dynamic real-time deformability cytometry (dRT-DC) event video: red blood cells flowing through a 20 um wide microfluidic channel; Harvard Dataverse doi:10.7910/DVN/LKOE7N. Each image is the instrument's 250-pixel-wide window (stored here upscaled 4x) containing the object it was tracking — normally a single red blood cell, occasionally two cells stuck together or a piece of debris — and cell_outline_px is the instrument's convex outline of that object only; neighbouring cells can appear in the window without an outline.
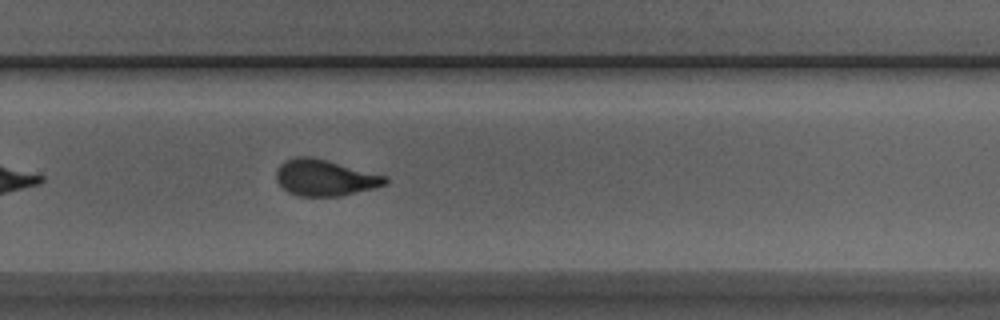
{"species": "Egyptian fruit bat (a non-hibernating species)", "species_latin": "Rousettus aegyptiacus", "temperature_condition": "room temperature", "stored_images_in_passage": 25, "camera_frame_rate_fps": 3000, "um_per_image_px": 0.085, "animal": {"sex": "male"}, "frame": {"image": 1, "passage_image": 22, "time_ms": 7.0, "image_size_px": [1000, 320], "cell_outline_px": [[388, 184], [340, 196], [296, 196], [288, 192], [276, 180], [276, 168], [284, 160], [296, 156], [308, 156], [328, 160], [388, 176]], "centroid_in_image_um": [27.6, 15.09], "position_along_channel_um": 302.2, "area_um2": 23.18}}